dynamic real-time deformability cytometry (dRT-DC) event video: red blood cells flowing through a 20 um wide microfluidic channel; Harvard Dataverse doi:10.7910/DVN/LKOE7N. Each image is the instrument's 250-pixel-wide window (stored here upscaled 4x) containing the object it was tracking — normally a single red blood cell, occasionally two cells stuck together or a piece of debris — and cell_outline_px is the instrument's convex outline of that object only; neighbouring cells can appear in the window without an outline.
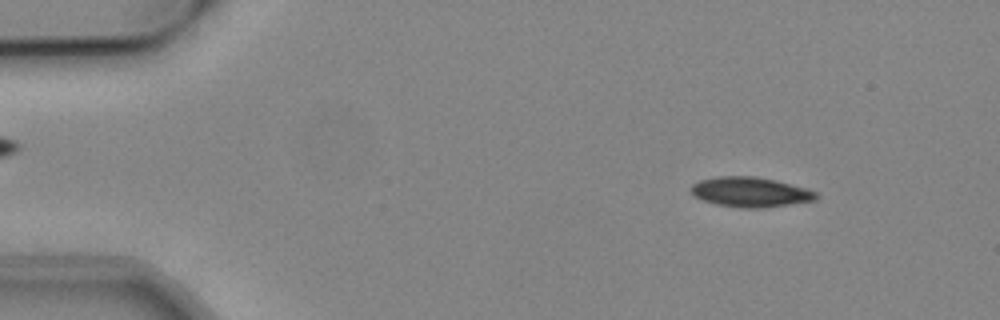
{"species": "common noctule bat (a hibernating species)", "species_latin": "Nyctalus noctula", "temperature_condition": "cold", "stored_images_in_passage": 16, "camera_frame_rate_fps": 3000, "um_per_image_px": 0.085, "animal": {"sex": "male", "body_mass_g": 19.2, "forearm_length_mm": 51.8}, "frame": {"image": 1, "passage_image": 6, "time_ms": 1.667, "image_size_px": [1000, 320], "cell_outline_px": [[820, 196], [816, 200], [764, 208], [740, 208], [716, 204], [704, 200], [696, 196], [692, 192], [692, 184], [700, 180], [716, 176], [756, 176], [776, 180], [808, 188], [816, 192]], "centroid_in_image_um": [63.84, 16.32], "position_along_channel_um": 21.2, "area_um2": 21.91}}
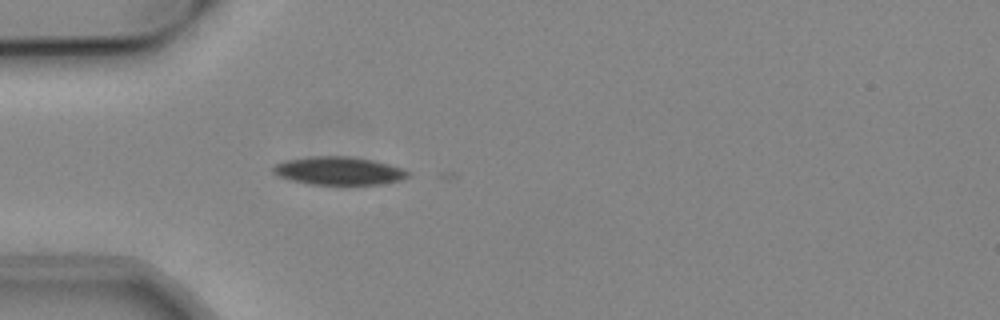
{"frame": {"image": 2, "passage_image": 15, "time_ms": 4.667, "image_size_px": [1000, 320], "cell_outline_px": [[408, 176], [400, 180], [384, 184], [308, 184], [288, 180], [276, 176], [272, 172], [272, 168], [276, 164], [284, 160], [316, 156], [348, 156], [372, 160], [404, 168], [408, 172]], "centroid_in_image_um": [28.75, 14.52], "position_along_channel_um": 56.3, "area_um2": 22.14}}